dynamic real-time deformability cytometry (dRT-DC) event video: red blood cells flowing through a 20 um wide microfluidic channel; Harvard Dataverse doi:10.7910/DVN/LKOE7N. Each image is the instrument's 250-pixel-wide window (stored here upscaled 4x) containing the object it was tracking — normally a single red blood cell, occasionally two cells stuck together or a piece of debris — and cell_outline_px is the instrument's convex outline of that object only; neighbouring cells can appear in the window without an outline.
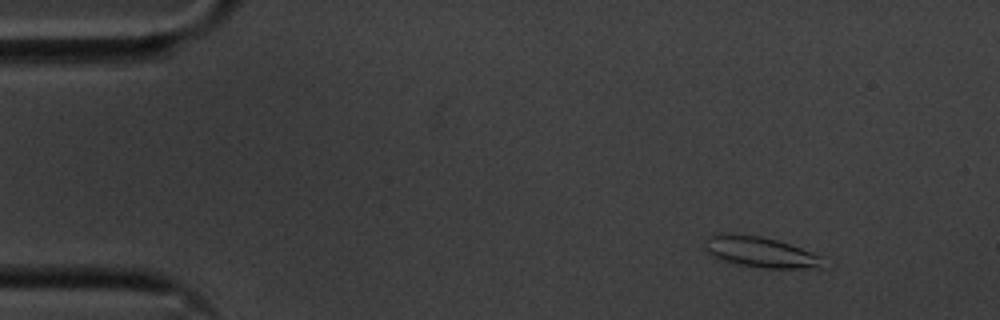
{"species": "common noctule bat (a hibernating species)", "species_latin": "Nyctalus noctula", "temperature_condition": "cold", "stored_images_in_passage": 51, "camera_frame_rate_fps": 3000, "um_per_image_px": 0.085, "animal": {"sex": "male", "body_mass_g": 20.1, "forearm_length_mm": 53.5}, "frame": {"image": 1, "passage_image": 1, "time_ms": 0.0, "image_size_px": [1000, 320], "cell_outline_px": [[836, 264], [824, 268], [740, 268], [720, 260], [708, 252], [704, 248], [704, 240], [708, 236], [732, 232], [760, 236], [776, 240], [828, 256]], "centroid_in_image_um": [64.8, 21.47], "position_along_channel_um": 20.2, "area_um2": 22.77}}
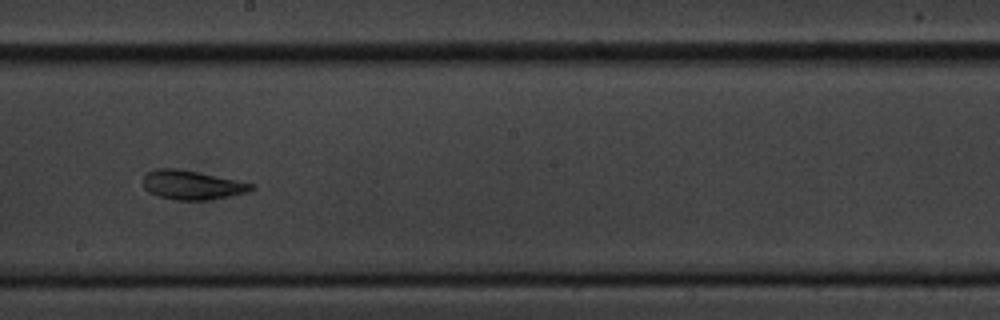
{"frame": {"image": 2, "passage_image": 26, "time_ms": 8.333, "image_size_px": [1000, 320], "cell_outline_px": [[256, 188], [248, 192], [208, 200], [176, 200], [156, 196], [148, 192], [144, 188], [144, 172], [156, 168], [176, 168], [256, 184]], "centroid_in_image_um": [16.29, 15.72], "position_along_channel_um": 231.9, "area_um2": 18.44}}
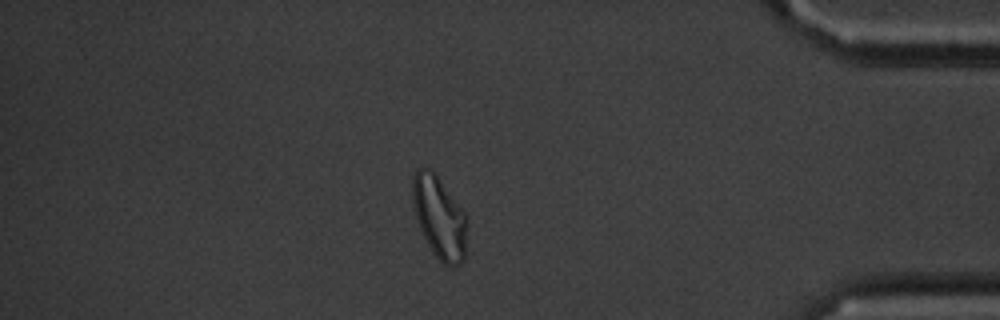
{"frame": {"image": 3, "passage_image": 43, "time_ms": 14.0, "image_size_px": [1000, 320], "cell_outline_px": [[468, 224], [464, 260], [460, 264], [452, 268], [448, 268], [436, 256], [428, 244], [420, 228], [416, 216], [412, 200], [412, 176], [416, 168], [428, 168], [436, 176], [468, 216]], "centroid_in_image_um": [37.37, 18.52], "position_along_channel_um": 397.8, "area_um2": 26.13}, "authors_computed_cell_mechanics": {"area_um2": 19.074, "velocity_mm_per_s": 3.5319, "shape_relaxation_time_tau1_ms": 4.2551, "shape_relaxation_time_tau2_ms": 2.6117, "deformation_change_tau1": 0.1848, "deformation_change_tau2": 0.1097}}